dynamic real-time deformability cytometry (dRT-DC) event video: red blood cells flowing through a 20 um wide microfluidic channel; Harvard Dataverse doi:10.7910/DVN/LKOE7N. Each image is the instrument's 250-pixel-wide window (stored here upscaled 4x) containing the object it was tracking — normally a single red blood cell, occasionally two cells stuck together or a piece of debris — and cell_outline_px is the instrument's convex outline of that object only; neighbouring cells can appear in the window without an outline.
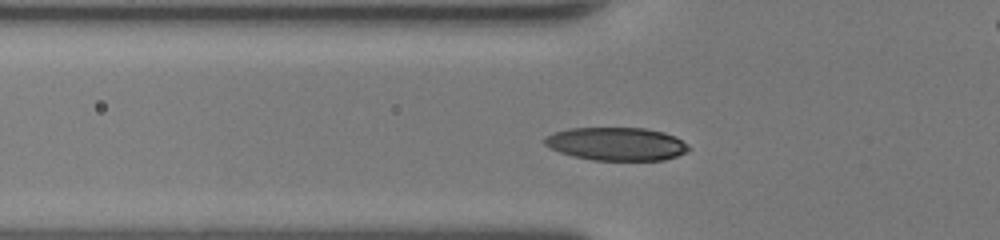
{"species": "human", "species_latin": "Homo sapiens", "temperature_condition": "room temperature", "stored_images_in_passage": 42, "camera_frame_rate_fps": 3000, "um_per_image_px": 0.085, "donor": {"sex": "female"}, "frame": {"image": 1, "passage_image": 10, "time_ms": 3.0, "image_size_px": [1000, 240], "cell_outline_px": [[692, 148], [688, 152], [664, 160], [592, 160], [572, 156], [560, 152], [544, 144], [544, 136], [556, 132], [572, 128], [644, 128], [664, 132], [676, 136], [688, 144]], "centroid_in_image_um": [52.45, 12.23], "position_along_channel_um": 73.4, "area_um2": 27.92}}
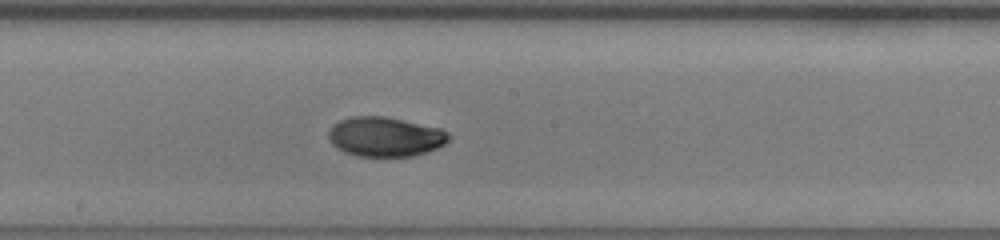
{"frame": {"image": 2, "passage_image": 20, "time_ms": 6.333, "image_size_px": [1000, 240], "cell_outline_px": [[448, 140], [444, 144], [436, 148], [412, 156], [356, 156], [344, 152], [336, 148], [332, 144], [328, 136], [328, 132], [340, 120], [352, 116], [384, 116], [440, 128], [448, 132]], "centroid_in_image_um": [32.71, 11.62], "position_along_channel_um": 215.5, "area_um2": 27.46}}
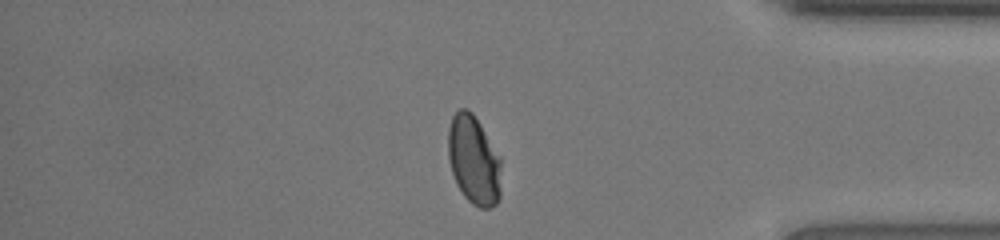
{"frame": {"image": 3, "passage_image": 34, "time_ms": 11.0, "image_size_px": [1000, 240], "cell_outline_px": [[500, 196], [496, 204], [492, 208], [480, 208], [472, 204], [464, 196], [456, 184], [452, 172], [448, 156], [448, 128], [452, 116], [460, 108], [468, 108], [472, 112], [480, 124], [500, 156]], "centroid_in_image_um": [40.26, 13.61], "position_along_channel_um": 394.9, "area_um2": 27.63}, "authors_computed_cell_mechanics": {"area_um2": 27.0215, "velocity_mm_per_s": 4.2975, "shape_relaxation_time_tau1_ms": 4.4791, "shape_relaxation_time_tau2_ms": 1.0055, "deformation_change_tau1": 0.1799, "deformation_change_tau2": 0.0306}}